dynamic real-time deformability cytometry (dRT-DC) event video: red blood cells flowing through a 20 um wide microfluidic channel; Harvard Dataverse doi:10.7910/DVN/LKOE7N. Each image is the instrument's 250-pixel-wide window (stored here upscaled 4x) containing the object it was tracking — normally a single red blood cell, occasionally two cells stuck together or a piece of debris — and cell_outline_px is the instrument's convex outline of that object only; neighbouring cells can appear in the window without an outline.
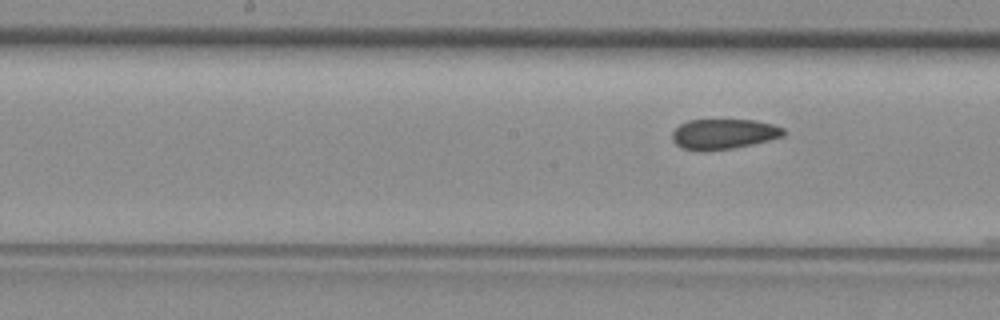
{"species": "common noctule bat (a hibernating species)", "species_latin": "Nyctalus noctula", "temperature_condition": "room temperature", "stored_images_in_passage": 8, "camera_frame_rate_fps": 3000, "um_per_image_px": 0.085, "animal": {"sex": "female", "body_mass_g": 29.2, "forearm_length_mm": 56.3}, "frame": {"image": 1, "passage_image": 8, "time_ms": 2.333, "image_size_px": [1000, 320], "cell_outline_px": [[784, 136], [752, 144], [732, 148], [684, 148], [676, 144], [672, 140], [672, 132], [680, 124], [688, 120], [756, 120], [772, 124], [784, 128]], "centroid_in_image_um": [61.54, 11.34], "position_along_channel_um": 186.7, "area_um2": 18.9}}